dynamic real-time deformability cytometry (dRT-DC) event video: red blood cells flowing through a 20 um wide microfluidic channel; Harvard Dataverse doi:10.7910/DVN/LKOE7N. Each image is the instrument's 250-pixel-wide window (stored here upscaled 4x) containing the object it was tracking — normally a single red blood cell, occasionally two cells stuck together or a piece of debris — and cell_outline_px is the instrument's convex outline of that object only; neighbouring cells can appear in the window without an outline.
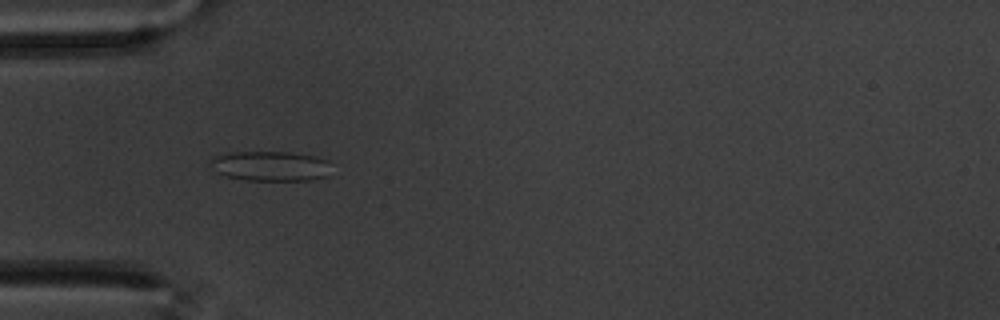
{"species": "common noctule bat (a hibernating species)", "species_latin": "Nyctalus noctula", "temperature_condition": "warm", "stored_images_in_passage": 48, "camera_frame_rate_fps": 3000, "um_per_image_px": 0.085, "animal": {"sex": "male", "body_mass_g": 20.1, "forearm_length_mm": 53.5}, "frame": {"image": 1, "passage_image": 8, "time_ms": 2.333, "image_size_px": [1000, 320], "cell_outline_px": [[328, 176], [308, 180], [248, 180], [228, 176], [216, 172], [212, 164], [212, 156], [228, 152], [288, 152], [316, 156], [328, 160]], "centroid_in_image_um": [22.99, 14.1], "position_along_channel_um": 62.0, "area_um2": 20.87}}
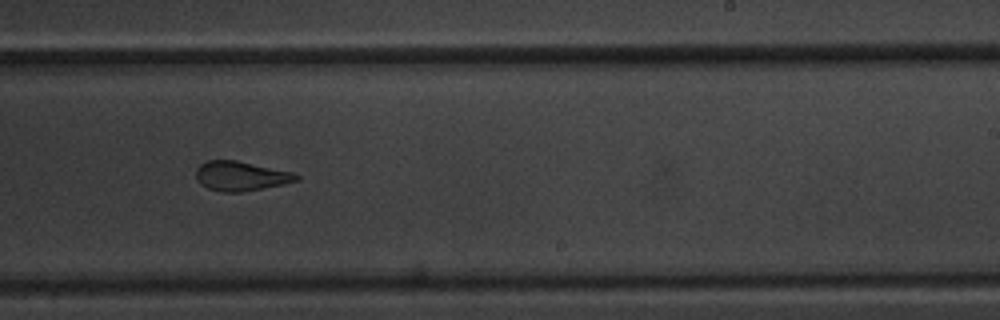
{"frame": {"image": 2, "passage_image": 26, "time_ms": 8.333, "image_size_px": [1000, 320], "cell_outline_px": [[300, 180], [284, 184], [240, 192], [220, 192], [208, 188], [200, 184], [196, 180], [196, 168], [200, 164], [208, 160], [236, 160], [292, 172], [300, 176]], "centroid_in_image_um": [20.45, 14.96], "position_along_channel_um": 268.6, "area_um2": 17.28}}
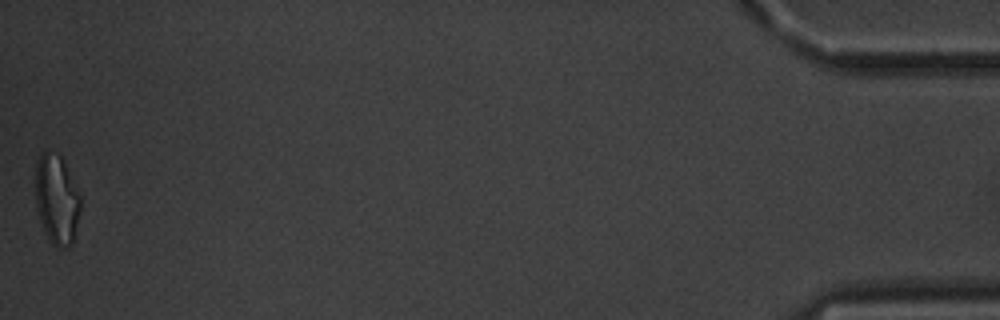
{"frame": {"image": 3, "passage_image": 48, "time_ms": 15.667, "image_size_px": [1000, 320], "cell_outline_px": [[80, 208], [72, 244], [68, 248], [56, 248], [52, 244], [44, 232], [40, 220], [36, 204], [36, 160], [44, 152], [48, 152], [60, 156], [64, 160], [80, 196]], "centroid_in_image_um": [4.82, 16.99], "position_along_channel_um": 430.4, "area_um2": 23.29}, "authors_computed_cell_mechanics": {"area_um2": 18.8139, "velocity_mm_per_s": 3.4733, "shape_relaxation_time_tau1_ms": null, "shape_relaxation_time_tau2_ms": 1.4958, "deformation_change_tau1": null, "deformation_change_tau2": 0.1068}}